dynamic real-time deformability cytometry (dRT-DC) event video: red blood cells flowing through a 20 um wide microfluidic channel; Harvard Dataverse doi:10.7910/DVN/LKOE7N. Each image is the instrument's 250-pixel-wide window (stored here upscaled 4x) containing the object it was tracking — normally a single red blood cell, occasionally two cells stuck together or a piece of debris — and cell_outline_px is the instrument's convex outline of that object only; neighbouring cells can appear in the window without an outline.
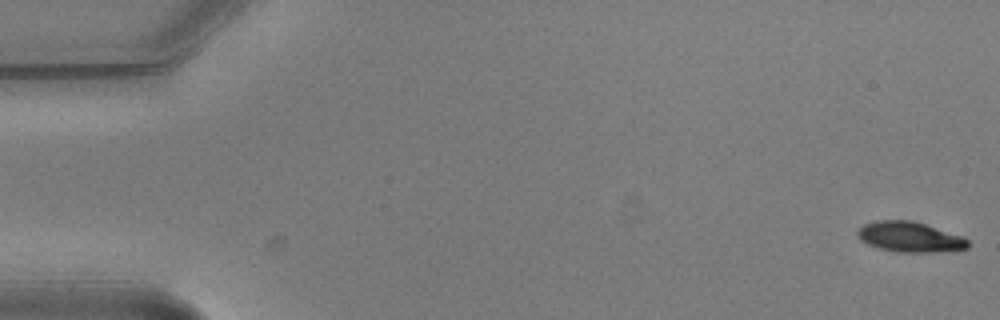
{"species": "common noctule bat (a hibernating species)", "species_latin": "Nyctalus noctula", "temperature_condition": "warm", "stored_images_in_passage": 5, "camera_frame_rate_fps": 3000, "um_per_image_px": 0.085, "animal": {"sex": "male", "body_mass_g": 20.5, "forearm_length_mm": 52.5}, "frame": {"image": 1, "passage_image": 1, "time_ms": 0.0, "image_size_px": [1000, 320], "cell_outline_px": [[968, 248], [936, 252], [896, 252], [880, 248], [868, 244], [860, 240], [856, 236], [856, 232], [864, 224], [876, 220], [912, 220], [964, 236], [968, 240]], "centroid_in_image_um": [77.32, 20.13], "position_along_channel_um": 7.7, "area_um2": 19.54}}
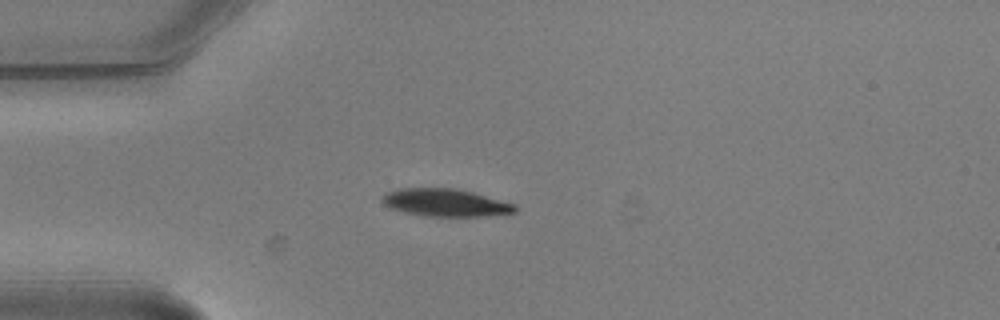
{"frame": {"image": 2, "passage_image": 5, "time_ms": 1.333, "image_size_px": [1000, 320], "cell_outline_px": [[516, 212], [488, 216], [424, 216], [404, 212], [392, 208], [384, 204], [380, 200], [380, 196], [384, 192], [396, 188], [456, 188], [472, 192], [516, 204]], "centroid_in_image_um": [37.81, 17.21], "position_along_channel_um": 47.2, "area_um2": 21.56}}